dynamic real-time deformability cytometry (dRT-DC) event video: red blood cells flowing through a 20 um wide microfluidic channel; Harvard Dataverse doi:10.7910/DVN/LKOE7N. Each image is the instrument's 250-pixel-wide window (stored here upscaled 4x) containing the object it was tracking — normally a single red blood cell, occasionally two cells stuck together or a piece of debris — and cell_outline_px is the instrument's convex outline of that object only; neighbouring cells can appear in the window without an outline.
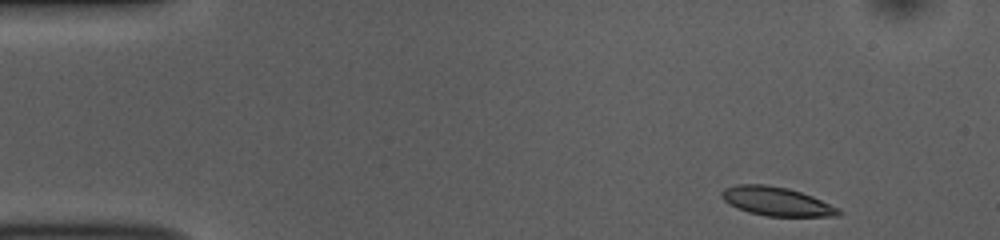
{"species": "common noctule bat (a hibernating species)", "species_latin": "Nyctalus noctula", "temperature_condition": "room temperature", "stored_images_in_passage": 48, "camera_frame_rate_fps": 3000, "um_per_image_px": 0.085, "animal": {"sex": "female", "body_mass_g": 10.0, "forearm_length_mm": 53.1}, "frame": {"image": 1, "passage_image": 1, "time_ms": 0.0, "image_size_px": [1000, 240], "cell_outline_px": [[844, 212], [840, 216], [768, 216], [748, 212], [736, 208], [724, 200], [720, 196], [720, 192], [724, 188], [736, 184], [764, 184], [788, 188], [812, 196], [840, 208]], "centroid_in_image_um": [66.01, 17.12], "position_along_channel_um": 19.0, "area_um2": 19.77}}
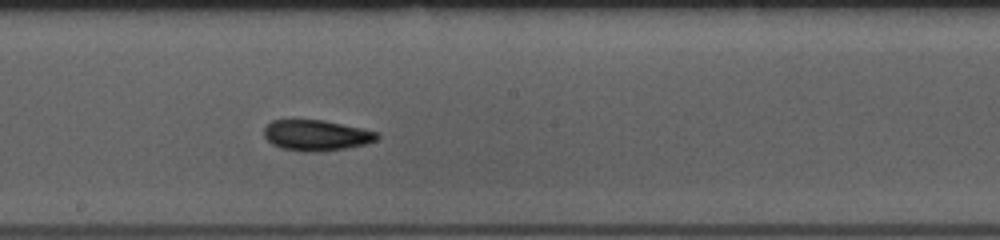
{"frame": {"image": 2, "passage_image": 24, "time_ms": 7.667, "image_size_px": [1000, 240], "cell_outline_px": [[380, 136], [376, 140], [364, 144], [344, 148], [312, 152], [304, 152], [280, 148], [272, 144], [264, 136], [264, 128], [272, 120], [324, 120], [380, 132]], "centroid_in_image_um": [26.88, 11.5], "position_along_channel_um": 221.3, "area_um2": 20.17}}
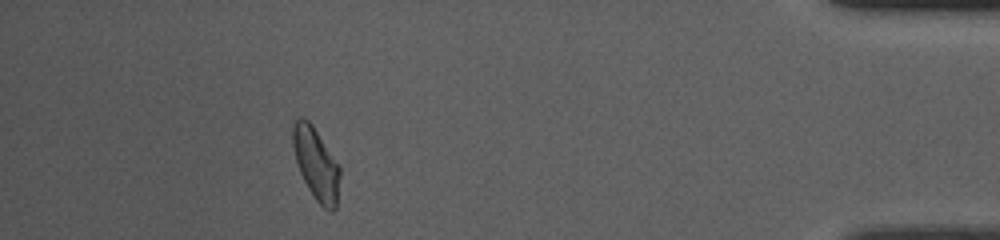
{"frame": {"image": 3, "passage_image": 43, "time_ms": 14.0, "image_size_px": [1000, 240], "cell_outline_px": [[340, 176], [336, 208], [332, 212], [328, 212], [316, 200], [308, 188], [300, 172], [296, 160], [292, 144], [292, 124], [300, 116], [308, 120], [312, 124], [340, 164]], "centroid_in_image_um": [26.88, 13.91], "position_along_channel_um": 408.3, "area_um2": 20.0}, "authors_computed_cell_mechanics": {"area_um2": 19.7965, "velocity_mm_per_s": 3.7865, "shape_relaxation_time_tau1_ms": 4.9339, "shape_relaxation_time_tau2_ms": 5.1443, "deformation_change_tau1": 0.159, "deformation_change_tau2": 0.1119}}